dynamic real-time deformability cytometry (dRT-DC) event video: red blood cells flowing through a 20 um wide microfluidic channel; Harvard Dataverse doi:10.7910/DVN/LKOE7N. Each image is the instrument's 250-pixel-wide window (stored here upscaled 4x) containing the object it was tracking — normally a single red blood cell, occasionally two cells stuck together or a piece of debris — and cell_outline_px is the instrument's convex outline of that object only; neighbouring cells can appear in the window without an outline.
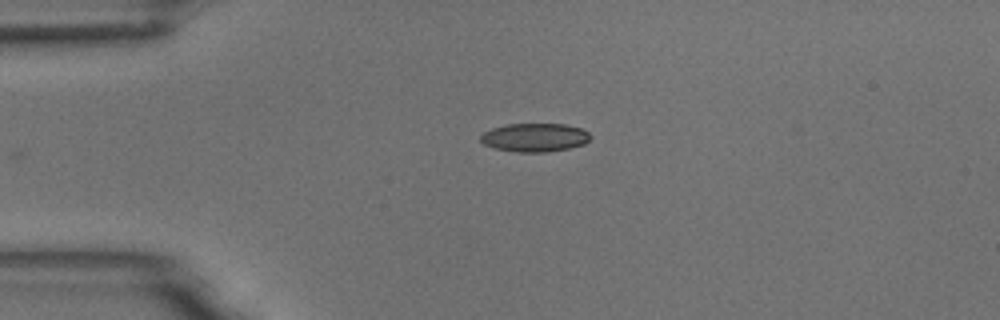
{"species": "common noctule bat (a hibernating species)", "species_latin": "Nyctalus noctula", "temperature_condition": "room temperature", "stored_images_in_passage": 32, "camera_frame_rate_fps": 3000, "um_per_image_px": 0.085, "animal": {"sex": "male", "body_mass_g": 18.8}, "frame": {"image": 1, "passage_image": 1, "time_ms": 0.0, "image_size_px": [1000, 320], "cell_outline_px": [[592, 136], [584, 144], [568, 148], [548, 152], [516, 152], [496, 148], [484, 144], [480, 140], [480, 136], [484, 132], [492, 128], [508, 124], [564, 124], [580, 128], [588, 132]], "centroid_in_image_um": [45.45, 11.68], "position_along_channel_um": 39.5, "area_um2": 18.15}}
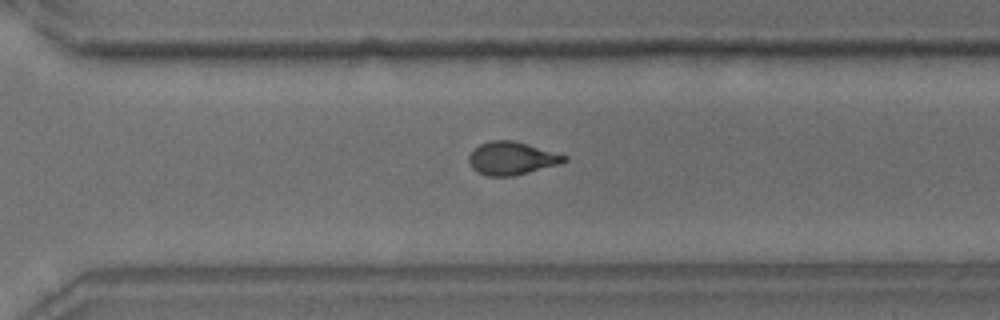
{"frame": {"image": 2, "passage_image": 27, "time_ms": 8.667, "image_size_px": [1000, 320], "cell_outline_px": [[568, 160], [560, 164], [512, 176], [488, 176], [476, 172], [472, 168], [468, 160], [468, 156], [480, 144], [492, 140], [512, 140], [528, 144], [568, 156]], "centroid_in_image_um": [43.5, 13.46], "position_along_channel_um": 327.1, "area_um2": 18.26}}
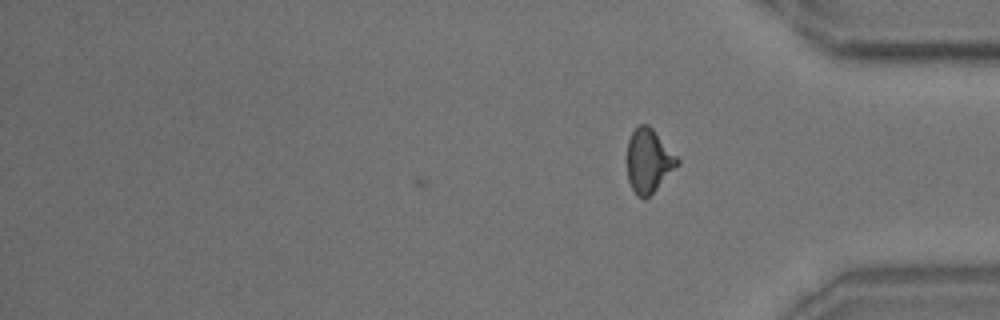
{"frame": {"image": 3, "passage_image": 32, "time_ms": 10.333, "image_size_px": [1000, 320], "cell_outline_px": [[680, 164], [644, 200], [636, 196], [628, 180], [628, 140], [632, 132], [640, 124], [648, 124], [652, 128], [680, 160]], "centroid_in_image_um": [55.13, 13.67], "position_along_channel_um": 380.1, "area_um2": 18.38}, "authors_computed_cell_mechanics": {"area_um2": 18.7272, "velocity_mm_per_s": 3.6338, "shape_relaxation_time_tau1_ms": 4.2478, "shape_relaxation_time_tau2_ms": 1.8264, "deformation_change_tau1": 0.1309, "deformation_change_tau2": 0.0699}}